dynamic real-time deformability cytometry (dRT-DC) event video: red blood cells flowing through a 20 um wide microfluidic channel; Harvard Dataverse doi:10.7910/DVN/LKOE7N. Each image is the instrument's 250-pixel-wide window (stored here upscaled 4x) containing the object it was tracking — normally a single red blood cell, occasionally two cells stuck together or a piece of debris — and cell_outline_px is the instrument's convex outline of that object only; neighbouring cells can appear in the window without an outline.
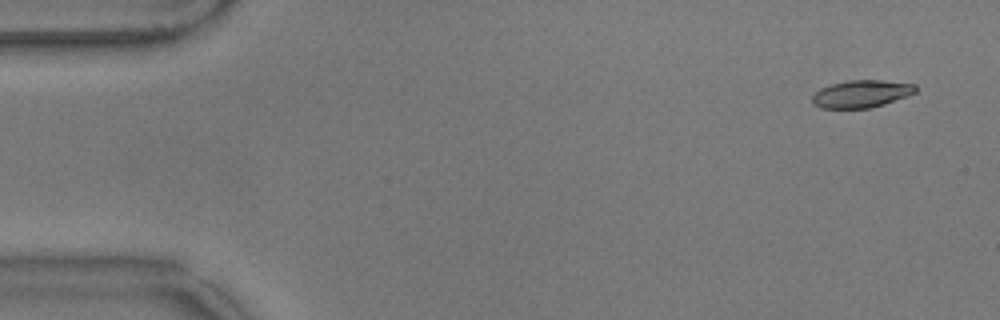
{"species": "common noctule bat (a hibernating species)", "species_latin": "Nyctalus noctula", "temperature_condition": "warm", "stored_images_in_passage": 56, "camera_frame_rate_fps": 3000, "um_per_image_px": 0.085, "animal": {"sex": "male", "body_mass_g": 17.9}, "frame": {"image": 1, "passage_image": 3, "time_ms": 0.667, "image_size_px": [1000, 320], "cell_outline_px": [[916, 92], [908, 96], [872, 108], [820, 108], [812, 100], [812, 96], [820, 88], [832, 84], [848, 80], [880, 80], [916, 84]], "centroid_in_image_um": [73.24, 7.97], "position_along_channel_um": 11.8, "area_um2": 16.47}}
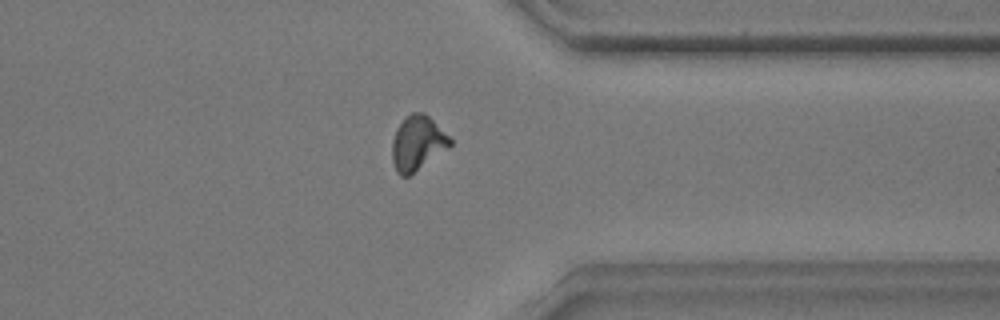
{"frame": {"image": 2, "passage_image": 44, "time_ms": 14.333, "image_size_px": [1000, 320], "cell_outline_px": [[452, 144], [448, 148], [408, 176], [400, 176], [396, 172], [392, 160], [392, 140], [396, 128], [412, 112], [424, 112], [452, 140]], "centroid_in_image_um": [35.46, 12.18], "position_along_channel_um": 375.9, "area_um2": 18.09}}
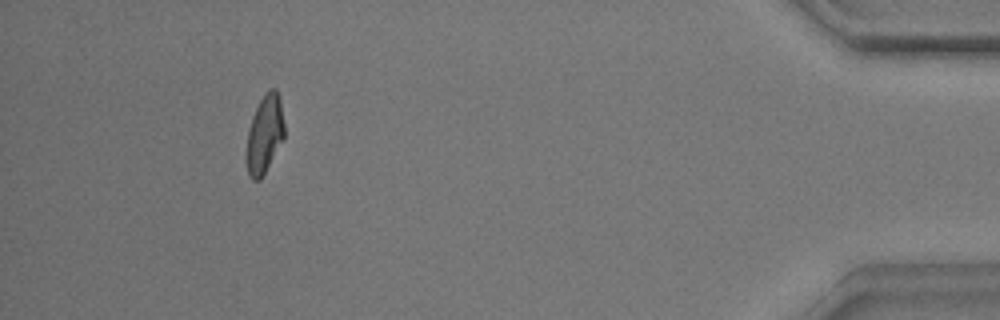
{"frame": {"image": 3, "passage_image": 52, "time_ms": 17.0, "image_size_px": [1000, 320], "cell_outline_px": [[284, 136], [260, 180], [252, 180], [248, 176], [244, 156], [248, 128], [252, 116], [264, 92], [268, 88], [276, 88], [280, 100], [284, 124]], "centroid_in_image_um": [22.44, 11.4], "position_along_channel_um": 412.8, "area_um2": 17.46}, "authors_computed_cell_mechanics": {"area_um2": 17.6579, "velocity_mm_per_s": 3.5616, "shape_relaxation_time_tau1_ms": 4.1809, "shape_relaxation_time_tau2_ms": 3.2195, "deformation_change_tau1": 0.1729, "deformation_change_tau2": 0.0992}}